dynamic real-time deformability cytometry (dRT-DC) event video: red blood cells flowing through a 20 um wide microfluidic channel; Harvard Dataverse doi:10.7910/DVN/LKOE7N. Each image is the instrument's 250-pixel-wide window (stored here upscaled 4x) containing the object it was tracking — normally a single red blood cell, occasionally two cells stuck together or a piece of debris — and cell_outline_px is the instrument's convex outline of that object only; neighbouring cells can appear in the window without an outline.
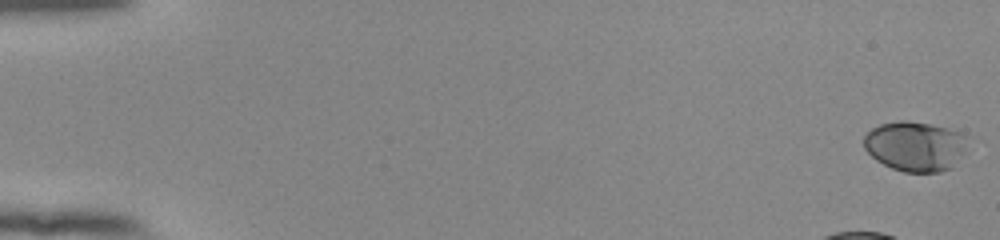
{"species": "human", "species_latin": "Homo sapiens", "temperature_condition": "room temperature", "stored_images_in_passage": 47, "camera_frame_rate_fps": 3000, "um_per_image_px": 0.085, "donor": {"sex": "female"}, "frame": {"image": 1, "passage_image": 1, "time_ms": 0.0, "image_size_px": [1000, 240], "cell_outline_px": [[968, 136], [964, 152], [952, 168], [940, 172], [904, 172], [892, 168], [876, 160], [864, 148], [864, 136], [872, 128], [880, 124], [900, 120], [908, 120], [932, 124], [960, 132]], "centroid_in_image_um": [77.8, 12.42], "position_along_channel_um": 7.2, "area_um2": 30.29}, "authors_computed_cell_mechanics": {"area_um2": 35.9516, "velocity_mm_per_s": 3.8167, "shape_relaxation_time_tau1_ms": 3.2418, "shape_relaxation_time_tau2_ms": null, "deformation_change_tau1": 0.1866, "deformation_change_tau2": null}}